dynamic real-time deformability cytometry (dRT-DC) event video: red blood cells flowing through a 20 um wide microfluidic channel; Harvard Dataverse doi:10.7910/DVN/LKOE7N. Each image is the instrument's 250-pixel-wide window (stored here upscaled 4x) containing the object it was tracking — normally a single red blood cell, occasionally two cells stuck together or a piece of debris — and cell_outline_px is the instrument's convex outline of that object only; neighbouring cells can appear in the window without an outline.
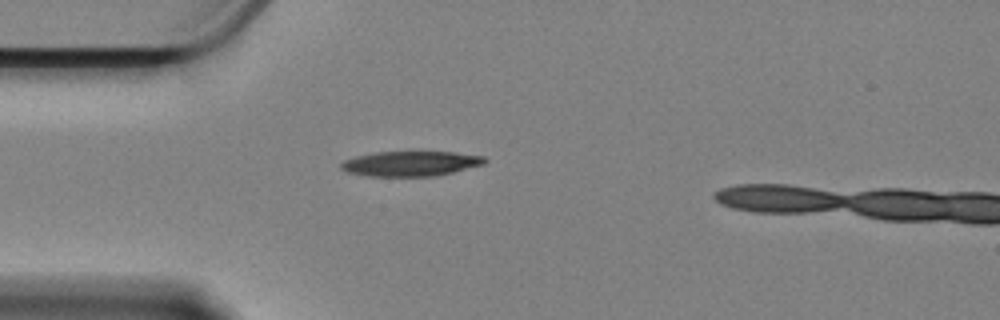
{"species": "Egyptian fruit bat (a non-hibernating species)", "species_latin": "Rousettus aegyptiacus", "temperature_condition": "cold", "stored_images_in_passage": 39, "camera_frame_rate_fps": 3000, "um_per_image_px": 0.085, "animal": {"sex": "female"}, "frame": {"image": 1, "passage_image": 1, "time_ms": 0.0, "image_size_px": [1000, 320], "cell_outline_px": [[488, 160], [484, 164], [436, 176], [372, 176], [348, 172], [340, 168], [340, 164], [344, 160], [356, 156], [376, 152], [456, 152], [484, 156]], "centroid_in_image_um": [34.93, 13.9], "position_along_channel_um": 50.1, "area_um2": 20.81}}
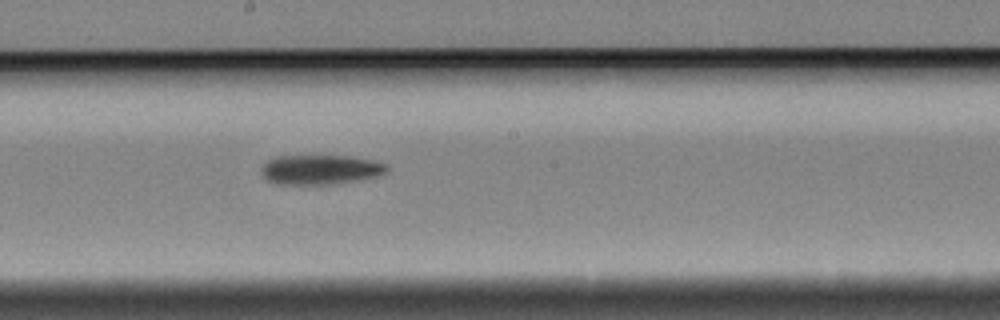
{"frame": {"image": 2, "passage_image": 17, "time_ms": 5.333, "image_size_px": [1000, 320], "cell_outline_px": [[388, 172], [376, 176], [356, 180], [332, 184], [276, 184], [268, 180], [260, 172], [260, 168], [268, 160], [276, 156], [348, 156], [372, 160], [388, 164]], "centroid_in_image_um": [27.22, 14.41], "position_along_channel_um": 221.0, "area_um2": 21.62}}
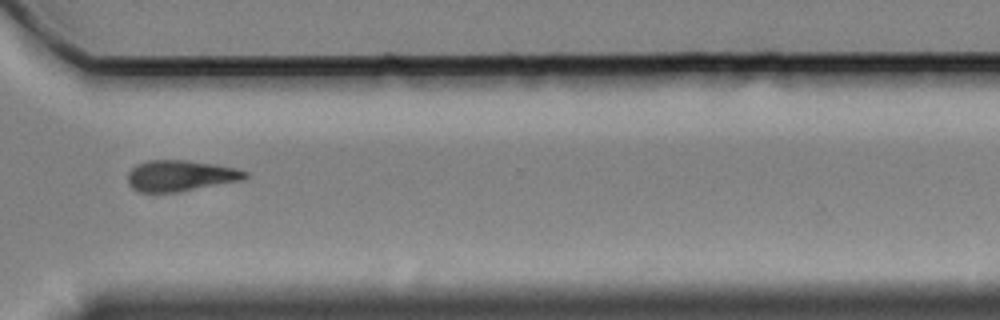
{"frame": {"image": 3, "passage_image": 29, "time_ms": 9.333, "image_size_px": [1000, 320], "cell_outline_px": [[248, 176], [244, 180], [176, 192], [136, 192], [128, 184], [128, 172], [136, 164], [148, 160], [184, 160], [236, 168], [248, 172]], "centroid_in_image_um": [15.31, 14.94], "position_along_channel_um": 355.3, "area_um2": 21.15}, "authors_computed_cell_mechanics": {"area_um2": 21.6172, "velocity_mm_per_s": 3.353, "shape_relaxation_time_tau1_ms": 4.2434, "shape_relaxation_time_tau2_ms": null, "deformation_change_tau1": 0.1383, "deformation_change_tau2": null}}